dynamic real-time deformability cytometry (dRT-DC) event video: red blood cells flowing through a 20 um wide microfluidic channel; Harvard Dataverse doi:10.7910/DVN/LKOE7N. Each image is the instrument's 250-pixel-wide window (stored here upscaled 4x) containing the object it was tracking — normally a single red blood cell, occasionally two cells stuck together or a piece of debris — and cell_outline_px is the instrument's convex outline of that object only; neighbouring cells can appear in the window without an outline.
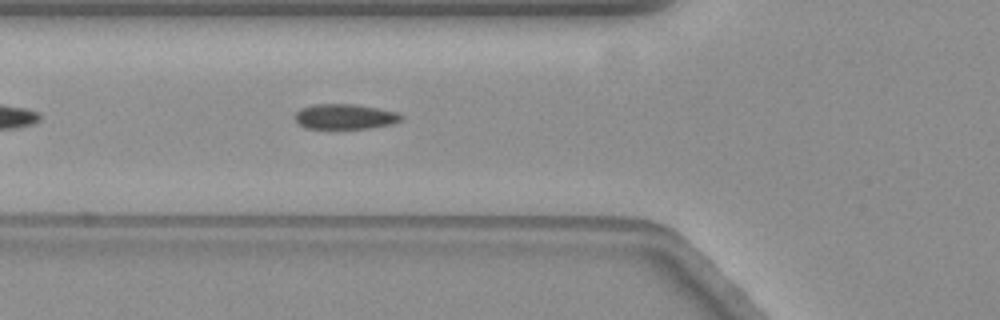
{"species": "common noctule bat (a hibernating species)", "species_latin": "Nyctalus noctula", "temperature_condition": "warm", "stored_images_in_passage": 44, "camera_frame_rate_fps": 3000, "um_per_image_px": 0.085, "animal": {"sex": "female", "body_mass_g": 19.3, "forearm_length_mm": 54.1}, "frame": {"image": 1, "passage_image": 7, "time_ms": 2.0, "image_size_px": [1000, 320], "cell_outline_px": [[404, 116], [400, 120], [392, 124], [372, 128], [304, 128], [296, 120], [296, 112], [300, 108], [312, 104], [356, 104], [400, 112]], "centroid_in_image_um": [29.36, 9.9], "position_along_channel_um": 96.4, "area_um2": 15.66}}
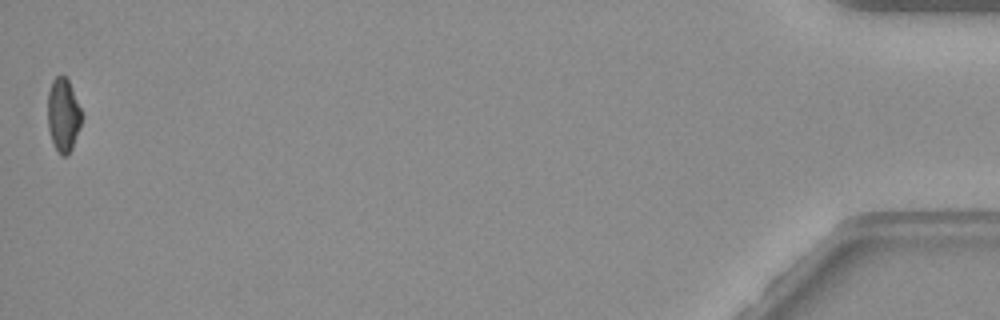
{"frame": {"image": 2, "passage_image": 44, "time_ms": 14.333, "image_size_px": [1000, 320], "cell_outline_px": [[84, 116], [72, 148], [68, 156], [60, 156], [52, 140], [48, 128], [48, 92], [52, 80], [56, 76], [64, 76], [68, 80]], "centroid_in_image_um": [5.39, 9.79], "position_along_channel_um": 429.8, "area_um2": 14.57}, "authors_computed_cell_mechanics": {"area_um2": 15.606, "velocity_mm_per_s": 3.5325, "shape_relaxation_time_tau1_ms": 7.9329, "shape_relaxation_time_tau2_ms": 2.3467, "deformation_change_tau1": 0.1849, "deformation_change_tau2": 0.0627}}